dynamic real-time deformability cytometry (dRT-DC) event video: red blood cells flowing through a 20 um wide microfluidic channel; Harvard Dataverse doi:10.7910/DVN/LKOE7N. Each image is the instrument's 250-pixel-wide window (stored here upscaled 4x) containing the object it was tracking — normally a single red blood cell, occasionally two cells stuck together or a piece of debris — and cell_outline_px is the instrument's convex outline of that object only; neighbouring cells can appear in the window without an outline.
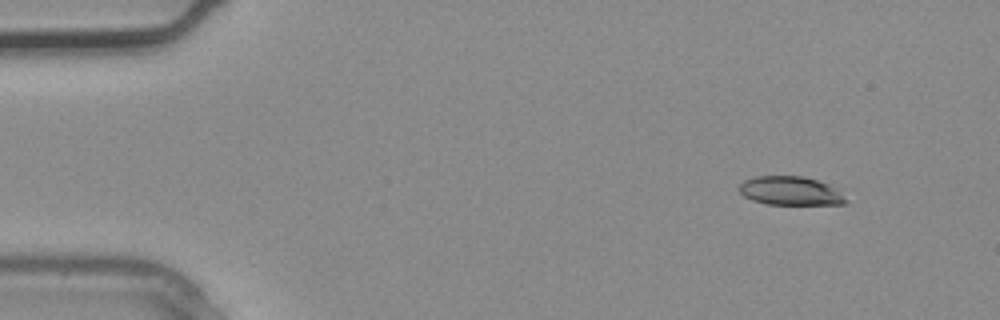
{"species": "common noctule bat (a hibernating species)", "species_latin": "Nyctalus noctula", "temperature_condition": "warm", "stored_images_in_passage": 3, "camera_frame_rate_fps": 3000, "um_per_image_px": 0.085, "animal": {"sex": "male", "body_mass_g": 20.4}, "frame": {"image": 1, "passage_image": 1, "time_ms": 0.0, "image_size_px": [1000, 320], "cell_outline_px": [[848, 200], [844, 204], [768, 204], [752, 200], [744, 196], [740, 192], [740, 184], [744, 180], [756, 176], [804, 176], [828, 184]], "centroid_in_image_um": [67.15, 16.22], "position_along_channel_um": 17.8, "area_um2": 17.57}}
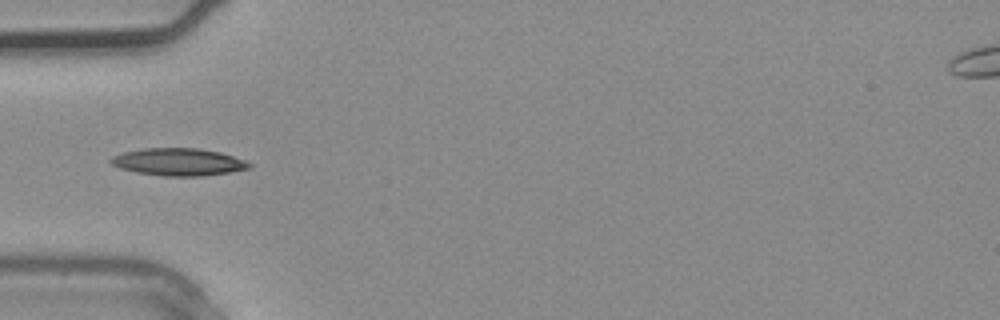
{"frame": {"image": 2, "passage_image": 3, "time_ms": 0.667, "image_size_px": [1000, 320], "cell_outline_px": [[252, 168], [228, 172], [200, 176], [164, 176], [136, 172], [120, 168], [112, 164], [108, 160], [112, 156], [124, 152], [144, 148], [196, 148], [220, 152], [244, 160], [252, 164]], "centroid_in_image_um": [15.16, 13.76], "position_along_channel_um": 69.8, "area_um2": 21.96}}